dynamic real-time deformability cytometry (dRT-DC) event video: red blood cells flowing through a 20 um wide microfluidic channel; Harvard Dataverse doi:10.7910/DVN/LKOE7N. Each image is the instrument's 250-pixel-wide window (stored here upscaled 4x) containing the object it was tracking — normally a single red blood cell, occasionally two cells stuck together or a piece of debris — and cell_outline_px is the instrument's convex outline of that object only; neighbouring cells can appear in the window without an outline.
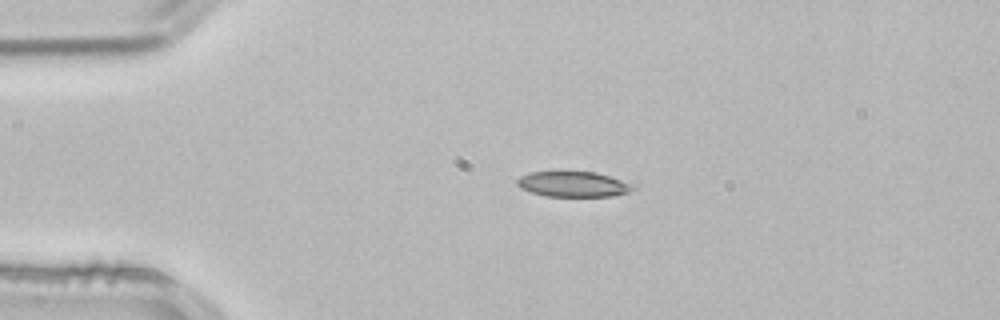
{"species": "common noctule bat (a hibernating species)", "species_latin": "Nyctalus noctula", "temperature_condition": "room temperature", "stored_images_in_passage": 3, "camera_frame_rate_fps": 3000, "um_per_image_px": 0.085, "animal": {"sex": "male", "body_mass_g": 21.5, "forearm_length_mm": 52.0}, "frame": {"image": 1, "passage_image": 3, "time_ms": 0.667, "image_size_px": [1000, 320], "cell_outline_px": [[636, 188], [628, 192], [612, 196], [544, 196], [520, 188], [516, 184], [516, 180], [520, 176], [532, 172], [596, 172], [620, 180]], "centroid_in_image_um": [48.66, 15.66], "position_along_channel_um": 36.3, "area_um2": 16.82}}